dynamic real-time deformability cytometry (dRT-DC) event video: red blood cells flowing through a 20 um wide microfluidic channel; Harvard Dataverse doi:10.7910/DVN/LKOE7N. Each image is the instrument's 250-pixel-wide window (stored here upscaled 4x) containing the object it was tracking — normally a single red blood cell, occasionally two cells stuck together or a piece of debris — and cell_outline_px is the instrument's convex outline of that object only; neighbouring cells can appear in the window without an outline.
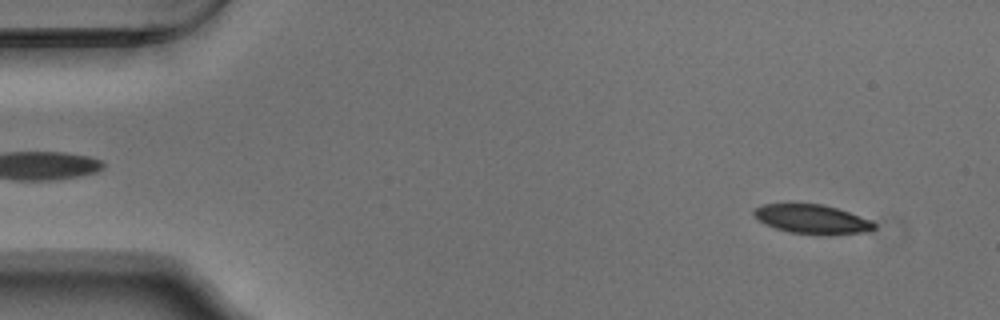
{"species": "Egyptian fruit bat (a non-hibernating species)", "species_latin": "Rousettus aegyptiacus", "temperature_condition": "warm", "stored_images_in_passage": 53, "camera_frame_rate_fps": 3000, "um_per_image_px": 0.085, "animal": {"sex": "male"}, "frame": {"image": 1, "passage_image": 4, "time_ms": 1.0, "image_size_px": [1000, 320], "cell_outline_px": [[876, 228], [868, 232], [788, 232], [764, 224], [752, 216], [752, 212], [756, 208], [764, 204], [792, 200], [820, 204], [836, 208], [848, 212], [868, 220], [876, 224]], "centroid_in_image_um": [68.87, 18.53], "position_along_channel_um": 16.1, "area_um2": 20.23}}
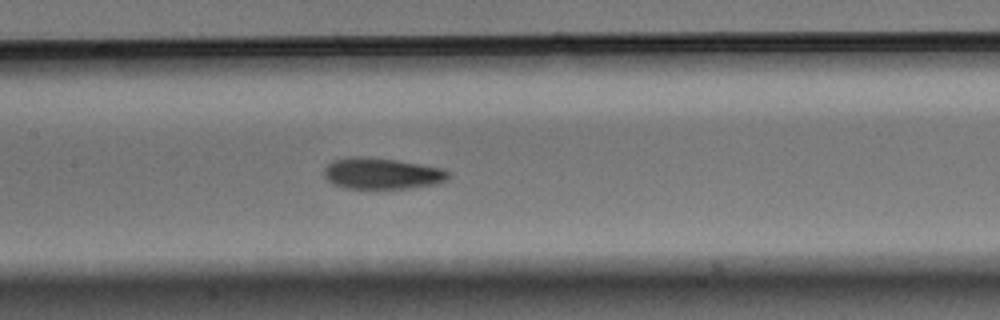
{"frame": {"image": 2, "passage_image": 25, "time_ms": 8.0, "image_size_px": [1000, 320], "cell_outline_px": [[452, 172], [444, 180], [436, 184], [408, 188], [344, 188], [332, 184], [324, 176], [324, 168], [332, 160], [356, 156], [360, 156], [396, 160], [444, 168]], "centroid_in_image_um": [32.45, 14.74], "position_along_channel_um": 174.9, "area_um2": 22.6}}
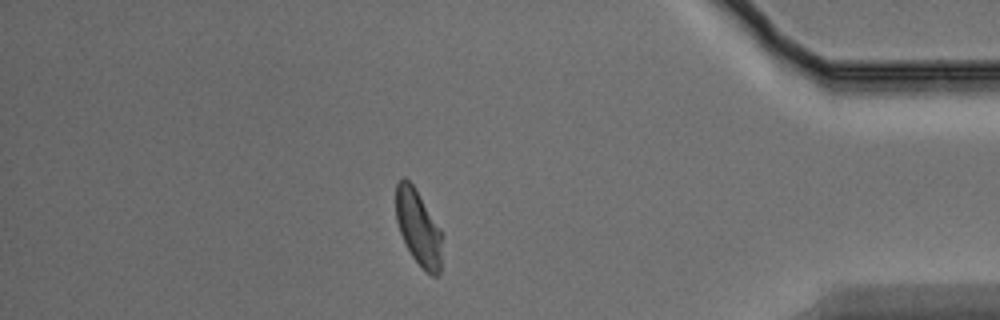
{"frame": {"image": 3, "passage_image": 46, "time_ms": 15.0, "image_size_px": [1000, 320], "cell_outline_px": [[444, 232], [440, 272], [436, 276], [432, 276], [424, 272], [412, 256], [400, 232], [396, 220], [396, 184], [404, 176], [412, 184]], "centroid_in_image_um": [35.61, 19.4], "position_along_channel_um": 399.6, "area_um2": 20.69}, "authors_computed_cell_mechanics": {"area_um2": 21.5594, "velocity_mm_per_s": 3.7324, "shape_relaxation_time_tau1_ms": 4.5934, "shape_relaxation_time_tau2_ms": 3.0834, "deformation_change_tau1": 0.1353, "deformation_change_tau2": 0.0931}}